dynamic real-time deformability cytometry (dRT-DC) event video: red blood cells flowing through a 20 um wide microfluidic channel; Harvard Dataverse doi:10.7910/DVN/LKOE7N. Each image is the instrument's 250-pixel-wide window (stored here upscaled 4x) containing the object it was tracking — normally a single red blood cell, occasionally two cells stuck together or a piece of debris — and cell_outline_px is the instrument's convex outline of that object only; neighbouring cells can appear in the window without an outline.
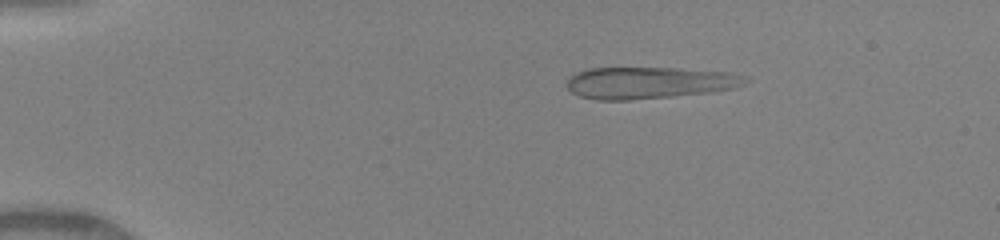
{"species": "human", "species_latin": "Homo sapiens", "temperature_condition": "warm", "stored_images_in_passage": 36, "camera_frame_rate_fps": 3000, "um_per_image_px": 0.085, "donor": {"sex": "female"}, "frame": {"image": 1, "passage_image": 3, "time_ms": 1.0, "image_size_px": [1000, 240], "cell_outline_px": [[752, 80], [736, 88], [712, 92], [672, 96], [628, 100], [596, 100], [580, 96], [572, 92], [568, 88], [568, 80], [576, 72], [588, 68], [680, 68], [728, 72], [748, 76]], "centroid_in_image_um": [55.26, 7.03], "position_along_channel_um": 29.7, "area_um2": 33.23}}
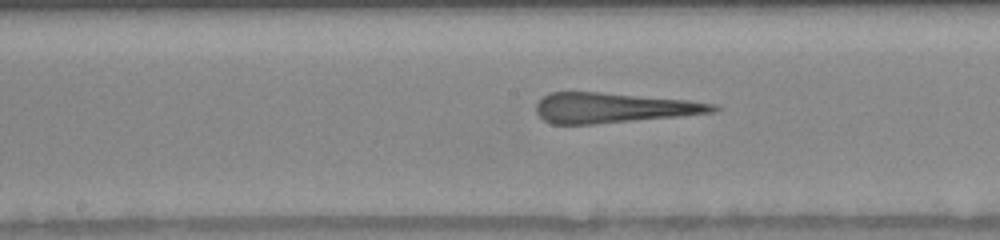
{"frame": {"image": 2, "passage_image": 18, "time_ms": 6.667, "image_size_px": [1000, 240], "cell_outline_px": [[720, 108], [716, 112], [680, 116], [596, 124], [552, 124], [544, 120], [536, 112], [536, 104], [544, 96], [552, 92], [600, 92], [688, 100], [716, 104]], "centroid_in_image_um": [52.16, 9.17], "position_along_channel_um": 196.0, "area_um2": 30.98}}
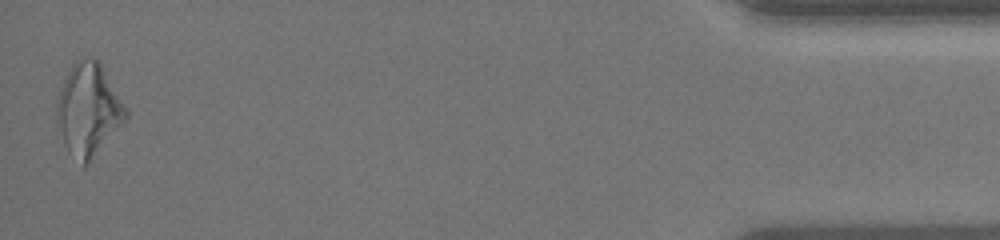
{"frame": {"image": 3, "passage_image": 36, "time_ms": 14.0, "image_size_px": [1000, 240], "cell_outline_px": [[128, 116], [88, 164], [84, 168], [68, 152], [64, 144], [56, 120], [56, 100], [60, 88], [72, 64], [80, 56], [92, 56], [104, 68], [128, 108]], "centroid_in_image_um": [7.51, 9.3], "position_along_channel_um": 427.7, "area_um2": 37.4}}